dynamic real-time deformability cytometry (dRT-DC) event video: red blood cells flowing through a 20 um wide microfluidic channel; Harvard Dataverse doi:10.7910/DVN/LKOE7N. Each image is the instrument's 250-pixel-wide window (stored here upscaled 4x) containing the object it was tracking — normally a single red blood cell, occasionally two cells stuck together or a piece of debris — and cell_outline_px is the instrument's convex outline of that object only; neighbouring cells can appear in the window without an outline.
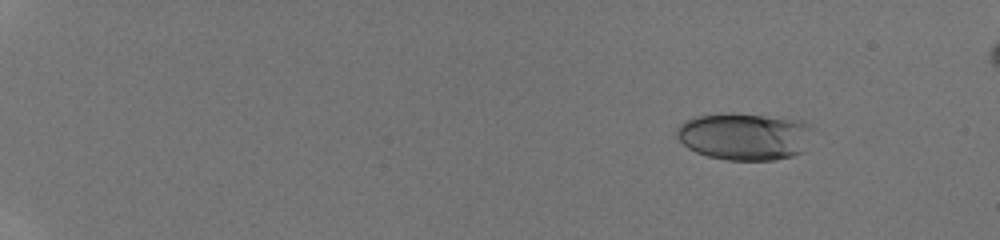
{"species": "human", "species_latin": "Homo sapiens", "temperature_condition": "room temperature", "stored_images_in_passage": 42, "camera_frame_rate_fps": 3000, "um_per_image_px": 0.085, "donor": {"sex": "male"}, "frame": {"image": 1, "passage_image": 1, "time_ms": 0.0, "image_size_px": [1000, 240], "cell_outline_px": [[816, 128], [800, 152], [792, 156], [772, 160], [728, 160], [708, 156], [696, 152], [688, 148], [676, 136], [676, 128], [684, 120], [692, 116], [720, 112], [784, 116], [800, 120], [812, 124]], "centroid_in_image_um": [63.29, 11.54], "position_along_channel_um": 21.7, "area_um2": 38.32}}
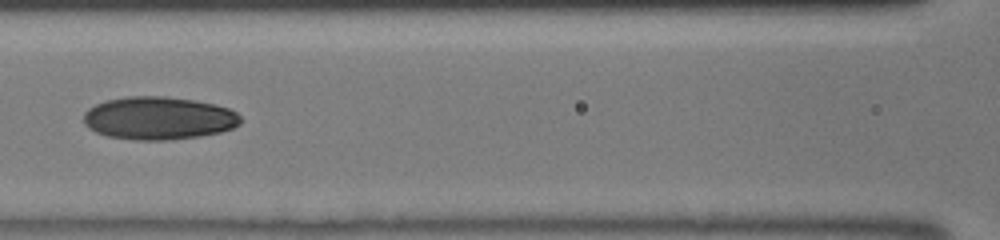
{"frame": {"image": 2, "passage_image": 20, "time_ms": 6.333, "image_size_px": [1000, 240], "cell_outline_px": [[244, 120], [240, 124], [232, 128], [220, 132], [200, 136], [168, 140], [132, 140], [108, 136], [96, 132], [88, 128], [84, 124], [84, 112], [88, 108], [104, 100], [128, 96], [164, 96], [196, 100], [216, 104], [228, 108], [236, 112]], "centroid_in_image_um": [13.49, 10.04], "position_along_channel_um": 153.1, "area_um2": 39.65}}
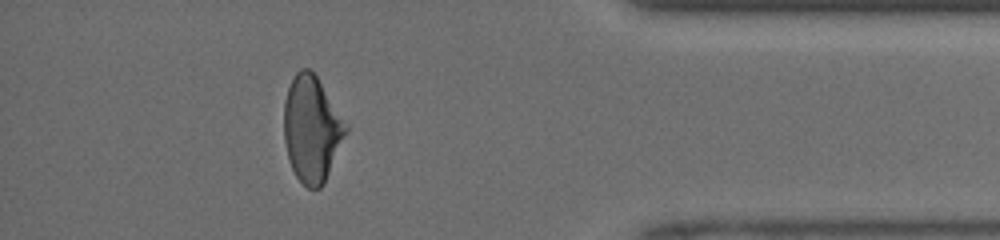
{"frame": {"image": 3, "passage_image": 38, "time_ms": 12.333, "image_size_px": [1000, 240], "cell_outline_px": [[348, 132], [324, 184], [320, 188], [308, 188], [296, 176], [292, 168], [288, 156], [284, 140], [284, 100], [292, 76], [300, 68], [308, 68], [316, 76], [348, 128]], "centroid_in_image_um": [26.48, 10.98], "position_along_channel_um": 408.7, "area_um2": 37.86}}